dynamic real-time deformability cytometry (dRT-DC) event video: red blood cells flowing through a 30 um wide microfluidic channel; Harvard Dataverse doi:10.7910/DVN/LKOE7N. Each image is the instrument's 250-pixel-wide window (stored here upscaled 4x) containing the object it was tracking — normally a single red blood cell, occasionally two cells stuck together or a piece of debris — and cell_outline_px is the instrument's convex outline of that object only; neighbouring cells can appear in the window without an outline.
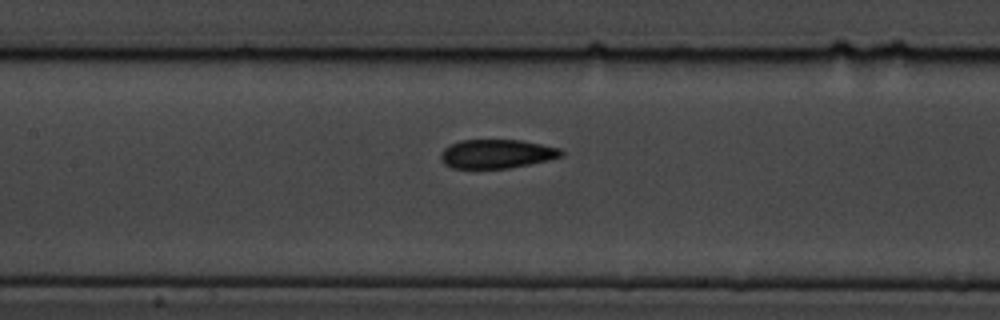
{"species": "common noctule bat (a hibernating species)", "species_latin": "Nyctalus noctula", "temperature_condition": "cold", "stored_images_in_passage": 8, "camera_frame_rate_fps": 3000, "um_per_image_px": 0.085, "animal": {"sex": "male", "body_mass_g": 19.5, "forearm_length_mm": 54.6}, "frame": {"image": 1, "passage_image": 8, "time_ms": 9.0, "image_size_px": [1000, 320], "cell_outline_px": [[564, 156], [548, 160], [508, 168], [452, 168], [444, 164], [440, 160], [440, 152], [448, 144], [460, 140], [520, 140], [560, 148], [564, 152]], "centroid_in_image_um": [42.18, 13.07], "position_along_channel_um": 165.2, "area_um2": 20.4}}